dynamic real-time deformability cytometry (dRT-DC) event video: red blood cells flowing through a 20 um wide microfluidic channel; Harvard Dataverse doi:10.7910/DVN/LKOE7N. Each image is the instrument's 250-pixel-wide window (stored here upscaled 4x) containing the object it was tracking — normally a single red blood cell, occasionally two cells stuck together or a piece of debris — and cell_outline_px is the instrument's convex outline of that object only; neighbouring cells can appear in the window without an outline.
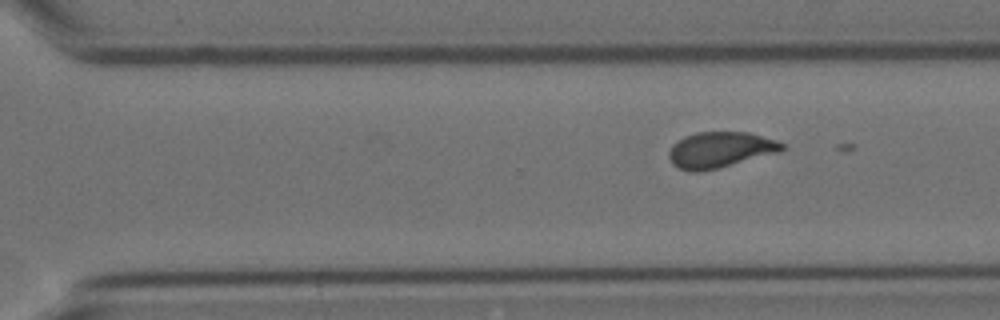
{"species": "Egyptian fruit bat (a non-hibernating species)", "species_latin": "Rousettus aegyptiacus", "temperature_condition": "cold", "stored_images_in_passage": 12, "segment_of_instrument_passage": [2, 2], "camera_frame_rate_fps": 3000, "um_per_image_px": 0.085, "animal": {"sex": "female"}, "frame": {"image": 1, "passage_image": 12, "time_ms": 14.667, "image_size_px": [1000, 320], "cell_outline_px": [[784, 148], [780, 152], [700, 172], [688, 172], [672, 164], [668, 156], [668, 152], [672, 144], [684, 136], [696, 132], [748, 132], [776, 140], [784, 144]], "centroid_in_image_um": [61.17, 12.73], "position_along_channel_um": 309.4, "area_um2": 23.58}}